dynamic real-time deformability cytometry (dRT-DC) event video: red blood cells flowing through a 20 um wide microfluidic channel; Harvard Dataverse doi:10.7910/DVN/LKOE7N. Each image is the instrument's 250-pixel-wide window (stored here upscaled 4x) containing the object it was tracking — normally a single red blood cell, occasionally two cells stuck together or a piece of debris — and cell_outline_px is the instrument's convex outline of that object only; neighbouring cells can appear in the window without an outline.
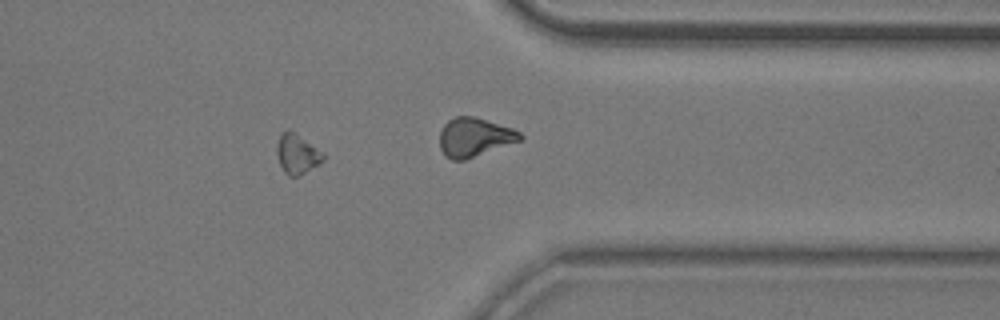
{"species": "common noctule bat (a hibernating species)", "species_latin": "Nyctalus noctula", "temperature_condition": "room temperature", "stored_images_in_passage": 53, "segment_of_instrument_passage": [2, 2], "camera_frame_rate_fps": 3000, "um_per_image_px": 0.085, "animal": {"sex": "male", "body_mass_g": 20.5, "forearm_length_mm": 52.5}, "frame": {"image": 1, "passage_image": 42, "time_ms": 13.667, "image_size_px": [1000, 320], "cell_outline_px": [[324, 160], [300, 176], [288, 176], [284, 172], [280, 164], [276, 152], [276, 144], [280, 132], [288, 128], [324, 152]], "centroid_in_image_um": [25.23, 13.06], "position_along_channel_um": 386.2, "area_um2": 10.92}}
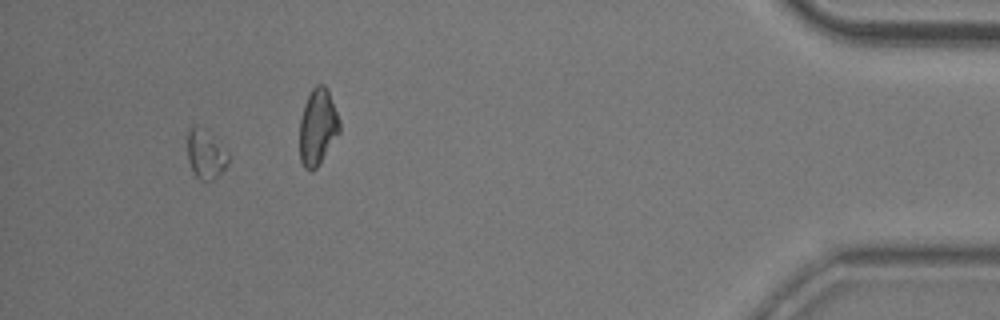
{"frame": {"image": 2, "passage_image": 49, "time_ms": 16.0, "image_size_px": [1000, 320], "cell_outline_px": [[228, 164], [212, 180], [200, 180], [196, 176], [188, 160], [188, 128], [196, 124], [204, 128], [220, 140], [228, 152]], "centroid_in_image_um": [17.5, 13.04], "position_along_channel_um": 417.7, "area_um2": 11.85}}